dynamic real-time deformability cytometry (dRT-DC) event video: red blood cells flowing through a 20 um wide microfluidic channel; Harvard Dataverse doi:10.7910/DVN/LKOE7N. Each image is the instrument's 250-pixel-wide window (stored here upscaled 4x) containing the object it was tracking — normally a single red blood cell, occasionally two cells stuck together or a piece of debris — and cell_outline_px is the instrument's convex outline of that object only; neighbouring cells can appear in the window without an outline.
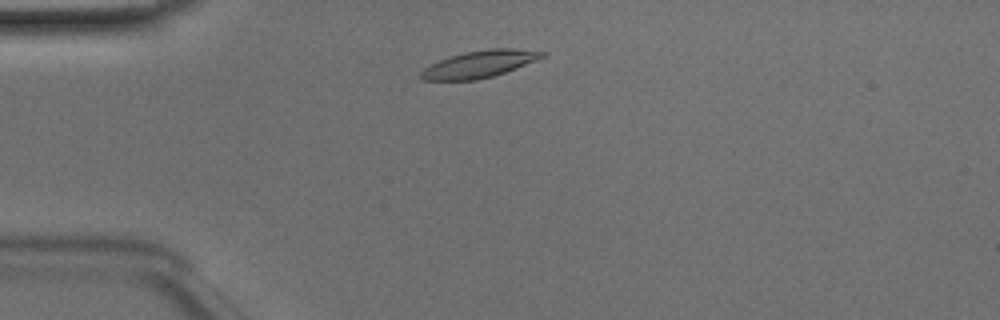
{"species": "Egyptian fruit bat (a non-hibernating species)", "species_latin": "Rousettus aegyptiacus", "temperature_condition": "room temperature", "stored_images_in_passage": 26, "camera_frame_rate_fps": 3000, "um_per_image_px": 0.085, "animal": {"sex": "male"}, "frame": {"image": 1, "passage_image": 5, "time_ms": 1.333, "image_size_px": [1000, 320], "cell_outline_px": [[548, 52], [544, 56], [536, 60], [516, 68], [492, 76], [476, 80], [420, 80], [420, 72], [424, 68], [440, 60], [464, 52], [488, 48], [512, 48]], "centroid_in_image_um": [40.75, 5.44], "position_along_channel_um": 44.3, "area_um2": 18.9}}
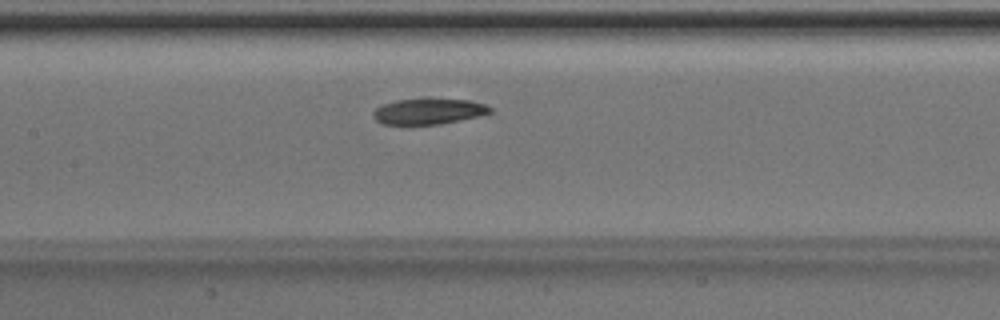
{"frame": {"image": 2, "passage_image": 16, "time_ms": 5.0, "image_size_px": [1000, 320], "cell_outline_px": [[492, 112], [480, 116], [436, 124], [408, 128], [384, 124], [376, 120], [372, 116], [372, 112], [380, 104], [396, 100], [468, 100], [484, 104], [492, 108]], "centroid_in_image_um": [36.32, 9.52], "position_along_channel_um": 171.1, "area_um2": 17.86}}
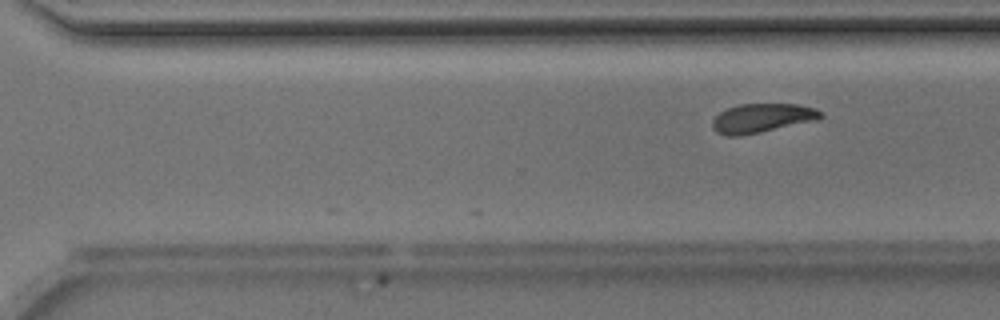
{"frame": {"image": 3, "passage_image": 26, "time_ms": 8.333, "image_size_px": [1000, 320], "cell_outline_px": [[824, 116], [820, 120], [740, 136], [728, 136], [716, 132], [712, 128], [712, 120], [720, 112], [728, 108], [740, 104], [796, 104], [816, 108]], "centroid_in_image_um": [64.79, 10.04], "position_along_channel_um": 305.8, "area_um2": 18.44}}